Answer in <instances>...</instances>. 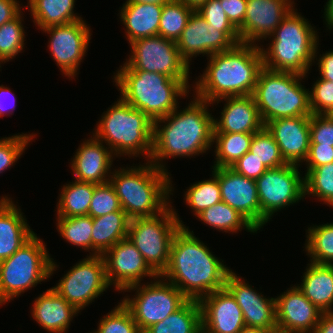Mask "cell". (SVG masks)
I'll return each mask as SVG.
<instances>
[{
	"label": "cell",
	"instance_id": "6da1fadb",
	"mask_svg": "<svg viewBox=\"0 0 333 333\" xmlns=\"http://www.w3.org/2000/svg\"><path fill=\"white\" fill-rule=\"evenodd\" d=\"M210 105L194 95L185 109L177 107L167 116L153 121L150 162L168 171L163 160L203 155L213 148L214 117L208 110Z\"/></svg>",
	"mask_w": 333,
	"mask_h": 333
},
{
	"label": "cell",
	"instance_id": "7a4b0ae2",
	"mask_svg": "<svg viewBox=\"0 0 333 333\" xmlns=\"http://www.w3.org/2000/svg\"><path fill=\"white\" fill-rule=\"evenodd\" d=\"M222 262L189 227H181L172 240L169 263L161 276L188 300L200 301L225 287L232 270Z\"/></svg>",
	"mask_w": 333,
	"mask_h": 333
},
{
	"label": "cell",
	"instance_id": "3957f363",
	"mask_svg": "<svg viewBox=\"0 0 333 333\" xmlns=\"http://www.w3.org/2000/svg\"><path fill=\"white\" fill-rule=\"evenodd\" d=\"M207 59V67L195 81L193 91L197 98L211 103L223 97L253 94L258 75L264 68L258 43L236 44Z\"/></svg>",
	"mask_w": 333,
	"mask_h": 333
},
{
	"label": "cell",
	"instance_id": "277c9868",
	"mask_svg": "<svg viewBox=\"0 0 333 333\" xmlns=\"http://www.w3.org/2000/svg\"><path fill=\"white\" fill-rule=\"evenodd\" d=\"M143 164L114 169L109 180L130 219L158 215L172 203L174 187L169 172L150 161Z\"/></svg>",
	"mask_w": 333,
	"mask_h": 333
},
{
	"label": "cell",
	"instance_id": "5b68a950",
	"mask_svg": "<svg viewBox=\"0 0 333 333\" xmlns=\"http://www.w3.org/2000/svg\"><path fill=\"white\" fill-rule=\"evenodd\" d=\"M113 77L120 97L152 121L174 111L179 107L178 97L185 99L190 91L189 79H173L156 72L130 70L125 64L119 67Z\"/></svg>",
	"mask_w": 333,
	"mask_h": 333
},
{
	"label": "cell",
	"instance_id": "8992f818",
	"mask_svg": "<svg viewBox=\"0 0 333 333\" xmlns=\"http://www.w3.org/2000/svg\"><path fill=\"white\" fill-rule=\"evenodd\" d=\"M268 39L271 40L268 48L260 44L264 68L307 77L310 66L316 62L315 46L319 36L297 9L290 11Z\"/></svg>",
	"mask_w": 333,
	"mask_h": 333
},
{
	"label": "cell",
	"instance_id": "52a82bcc",
	"mask_svg": "<svg viewBox=\"0 0 333 333\" xmlns=\"http://www.w3.org/2000/svg\"><path fill=\"white\" fill-rule=\"evenodd\" d=\"M93 135L109 147L116 157L144 156L150 161L153 121L121 97L104 111Z\"/></svg>",
	"mask_w": 333,
	"mask_h": 333
},
{
	"label": "cell",
	"instance_id": "ba28073f",
	"mask_svg": "<svg viewBox=\"0 0 333 333\" xmlns=\"http://www.w3.org/2000/svg\"><path fill=\"white\" fill-rule=\"evenodd\" d=\"M305 76L263 68L257 79L253 98L264 125L275 119L311 116L309 88Z\"/></svg>",
	"mask_w": 333,
	"mask_h": 333
},
{
	"label": "cell",
	"instance_id": "9c48e42d",
	"mask_svg": "<svg viewBox=\"0 0 333 333\" xmlns=\"http://www.w3.org/2000/svg\"><path fill=\"white\" fill-rule=\"evenodd\" d=\"M53 260L34 234L11 257L0 261V305L50 278L59 266Z\"/></svg>",
	"mask_w": 333,
	"mask_h": 333
},
{
	"label": "cell",
	"instance_id": "30bf717a",
	"mask_svg": "<svg viewBox=\"0 0 333 333\" xmlns=\"http://www.w3.org/2000/svg\"><path fill=\"white\" fill-rule=\"evenodd\" d=\"M176 212L170 204L158 215L130 219L127 238L157 275H162L168 266L176 232L187 227Z\"/></svg>",
	"mask_w": 333,
	"mask_h": 333
},
{
	"label": "cell",
	"instance_id": "8fae6325",
	"mask_svg": "<svg viewBox=\"0 0 333 333\" xmlns=\"http://www.w3.org/2000/svg\"><path fill=\"white\" fill-rule=\"evenodd\" d=\"M132 285L124 292L135 291L134 297L121 300L130 311L139 330L143 333L151 325L163 321L178 310L188 299L171 282L158 275L150 283Z\"/></svg>",
	"mask_w": 333,
	"mask_h": 333
},
{
	"label": "cell",
	"instance_id": "7c38bea8",
	"mask_svg": "<svg viewBox=\"0 0 333 333\" xmlns=\"http://www.w3.org/2000/svg\"><path fill=\"white\" fill-rule=\"evenodd\" d=\"M299 167L286 164L267 169L255 180L260 202V229L273 218L274 213L304 199V176Z\"/></svg>",
	"mask_w": 333,
	"mask_h": 333
},
{
	"label": "cell",
	"instance_id": "4fadbf2b",
	"mask_svg": "<svg viewBox=\"0 0 333 333\" xmlns=\"http://www.w3.org/2000/svg\"><path fill=\"white\" fill-rule=\"evenodd\" d=\"M129 45L131 55L124 64L130 70L156 72L173 79H189L190 66L182 58L176 42L156 35L139 38Z\"/></svg>",
	"mask_w": 333,
	"mask_h": 333
},
{
	"label": "cell",
	"instance_id": "5bb4252c",
	"mask_svg": "<svg viewBox=\"0 0 333 333\" xmlns=\"http://www.w3.org/2000/svg\"><path fill=\"white\" fill-rule=\"evenodd\" d=\"M109 286L104 258L96 255L81 259L52 288L81 312Z\"/></svg>",
	"mask_w": 333,
	"mask_h": 333
},
{
	"label": "cell",
	"instance_id": "9a60e30c",
	"mask_svg": "<svg viewBox=\"0 0 333 333\" xmlns=\"http://www.w3.org/2000/svg\"><path fill=\"white\" fill-rule=\"evenodd\" d=\"M83 19L64 25L49 26L42 31L49 34L48 49L64 76L75 79L87 53L91 28Z\"/></svg>",
	"mask_w": 333,
	"mask_h": 333
},
{
	"label": "cell",
	"instance_id": "2e32d148",
	"mask_svg": "<svg viewBox=\"0 0 333 333\" xmlns=\"http://www.w3.org/2000/svg\"><path fill=\"white\" fill-rule=\"evenodd\" d=\"M106 276L114 290L123 292L126 288L141 284L143 278L158 275L149 267L144 257L126 237L107 250L103 255Z\"/></svg>",
	"mask_w": 333,
	"mask_h": 333
},
{
	"label": "cell",
	"instance_id": "e0dca14e",
	"mask_svg": "<svg viewBox=\"0 0 333 333\" xmlns=\"http://www.w3.org/2000/svg\"><path fill=\"white\" fill-rule=\"evenodd\" d=\"M236 43L220 27L208 24L197 11L190 16L176 46L182 58L191 65V58L198 55L210 57L214 53H220L232 49Z\"/></svg>",
	"mask_w": 333,
	"mask_h": 333
},
{
	"label": "cell",
	"instance_id": "ac0fdd59",
	"mask_svg": "<svg viewBox=\"0 0 333 333\" xmlns=\"http://www.w3.org/2000/svg\"><path fill=\"white\" fill-rule=\"evenodd\" d=\"M294 7V0H247L243 24L237 29L241 43L266 41Z\"/></svg>",
	"mask_w": 333,
	"mask_h": 333
},
{
	"label": "cell",
	"instance_id": "d6986e66",
	"mask_svg": "<svg viewBox=\"0 0 333 333\" xmlns=\"http://www.w3.org/2000/svg\"><path fill=\"white\" fill-rule=\"evenodd\" d=\"M246 280L231 271L225 288L232 294L240 306L247 327L261 328L268 332L277 331L276 300L265 298L262 293L252 288Z\"/></svg>",
	"mask_w": 333,
	"mask_h": 333
},
{
	"label": "cell",
	"instance_id": "ffe728a7",
	"mask_svg": "<svg viewBox=\"0 0 333 333\" xmlns=\"http://www.w3.org/2000/svg\"><path fill=\"white\" fill-rule=\"evenodd\" d=\"M218 178L221 200L238 211L255 228L260 230V202L256 181L247 178L231 167H212Z\"/></svg>",
	"mask_w": 333,
	"mask_h": 333
},
{
	"label": "cell",
	"instance_id": "44dd1931",
	"mask_svg": "<svg viewBox=\"0 0 333 333\" xmlns=\"http://www.w3.org/2000/svg\"><path fill=\"white\" fill-rule=\"evenodd\" d=\"M275 300L278 332L314 333L323 312L303 294L296 284Z\"/></svg>",
	"mask_w": 333,
	"mask_h": 333
},
{
	"label": "cell",
	"instance_id": "7402d4cb",
	"mask_svg": "<svg viewBox=\"0 0 333 333\" xmlns=\"http://www.w3.org/2000/svg\"><path fill=\"white\" fill-rule=\"evenodd\" d=\"M202 333H239L245 325L242 310L224 287L200 301Z\"/></svg>",
	"mask_w": 333,
	"mask_h": 333
},
{
	"label": "cell",
	"instance_id": "603a6c76",
	"mask_svg": "<svg viewBox=\"0 0 333 333\" xmlns=\"http://www.w3.org/2000/svg\"><path fill=\"white\" fill-rule=\"evenodd\" d=\"M310 118L311 116L279 118L264 125L278 144L287 164L301 166L307 159L310 147Z\"/></svg>",
	"mask_w": 333,
	"mask_h": 333
},
{
	"label": "cell",
	"instance_id": "cb8c5ba5",
	"mask_svg": "<svg viewBox=\"0 0 333 333\" xmlns=\"http://www.w3.org/2000/svg\"><path fill=\"white\" fill-rule=\"evenodd\" d=\"M104 145L93 134L79 145L70 163L75 180L96 185L109 182L116 156Z\"/></svg>",
	"mask_w": 333,
	"mask_h": 333
},
{
	"label": "cell",
	"instance_id": "d4e9b609",
	"mask_svg": "<svg viewBox=\"0 0 333 333\" xmlns=\"http://www.w3.org/2000/svg\"><path fill=\"white\" fill-rule=\"evenodd\" d=\"M224 103L220 119L214 118L213 133H250L261 130L264 127L258 107L252 95L228 96L217 99L214 103Z\"/></svg>",
	"mask_w": 333,
	"mask_h": 333
},
{
	"label": "cell",
	"instance_id": "484cf974",
	"mask_svg": "<svg viewBox=\"0 0 333 333\" xmlns=\"http://www.w3.org/2000/svg\"><path fill=\"white\" fill-rule=\"evenodd\" d=\"M78 313L54 288L39 294L31 309L33 320L52 333H66Z\"/></svg>",
	"mask_w": 333,
	"mask_h": 333
},
{
	"label": "cell",
	"instance_id": "4316f807",
	"mask_svg": "<svg viewBox=\"0 0 333 333\" xmlns=\"http://www.w3.org/2000/svg\"><path fill=\"white\" fill-rule=\"evenodd\" d=\"M8 195L0 198V261L11 257L35 233Z\"/></svg>",
	"mask_w": 333,
	"mask_h": 333
},
{
	"label": "cell",
	"instance_id": "83f0119b",
	"mask_svg": "<svg viewBox=\"0 0 333 333\" xmlns=\"http://www.w3.org/2000/svg\"><path fill=\"white\" fill-rule=\"evenodd\" d=\"M120 9L119 18L126 28L129 44L139 38L158 35L163 5L125 2Z\"/></svg>",
	"mask_w": 333,
	"mask_h": 333
},
{
	"label": "cell",
	"instance_id": "f1b7e54d",
	"mask_svg": "<svg viewBox=\"0 0 333 333\" xmlns=\"http://www.w3.org/2000/svg\"><path fill=\"white\" fill-rule=\"evenodd\" d=\"M305 270L298 288L323 313L333 312V265L310 262Z\"/></svg>",
	"mask_w": 333,
	"mask_h": 333
},
{
	"label": "cell",
	"instance_id": "f546056e",
	"mask_svg": "<svg viewBox=\"0 0 333 333\" xmlns=\"http://www.w3.org/2000/svg\"><path fill=\"white\" fill-rule=\"evenodd\" d=\"M92 223V256H96L127 237L130 218L124 211H115L92 218Z\"/></svg>",
	"mask_w": 333,
	"mask_h": 333
},
{
	"label": "cell",
	"instance_id": "4dcf8cb0",
	"mask_svg": "<svg viewBox=\"0 0 333 333\" xmlns=\"http://www.w3.org/2000/svg\"><path fill=\"white\" fill-rule=\"evenodd\" d=\"M28 10L39 29L83 19L74 13L75 0H29Z\"/></svg>",
	"mask_w": 333,
	"mask_h": 333
},
{
	"label": "cell",
	"instance_id": "1f68e13d",
	"mask_svg": "<svg viewBox=\"0 0 333 333\" xmlns=\"http://www.w3.org/2000/svg\"><path fill=\"white\" fill-rule=\"evenodd\" d=\"M143 333H202L199 301L187 300L178 310Z\"/></svg>",
	"mask_w": 333,
	"mask_h": 333
},
{
	"label": "cell",
	"instance_id": "d6a6232c",
	"mask_svg": "<svg viewBox=\"0 0 333 333\" xmlns=\"http://www.w3.org/2000/svg\"><path fill=\"white\" fill-rule=\"evenodd\" d=\"M94 183L74 180L63 185L57 203V217L87 216Z\"/></svg>",
	"mask_w": 333,
	"mask_h": 333
},
{
	"label": "cell",
	"instance_id": "836d02e7",
	"mask_svg": "<svg viewBox=\"0 0 333 333\" xmlns=\"http://www.w3.org/2000/svg\"><path fill=\"white\" fill-rule=\"evenodd\" d=\"M197 217L204 224L222 232L233 234L246 229L247 232L257 233L244 216L223 201L206 208Z\"/></svg>",
	"mask_w": 333,
	"mask_h": 333
},
{
	"label": "cell",
	"instance_id": "e575fe53",
	"mask_svg": "<svg viewBox=\"0 0 333 333\" xmlns=\"http://www.w3.org/2000/svg\"><path fill=\"white\" fill-rule=\"evenodd\" d=\"M253 134L213 133L215 161L212 167H231L249 151Z\"/></svg>",
	"mask_w": 333,
	"mask_h": 333
},
{
	"label": "cell",
	"instance_id": "d590c367",
	"mask_svg": "<svg viewBox=\"0 0 333 333\" xmlns=\"http://www.w3.org/2000/svg\"><path fill=\"white\" fill-rule=\"evenodd\" d=\"M305 251L309 262L333 265V222L308 227Z\"/></svg>",
	"mask_w": 333,
	"mask_h": 333
},
{
	"label": "cell",
	"instance_id": "8d00e7d4",
	"mask_svg": "<svg viewBox=\"0 0 333 333\" xmlns=\"http://www.w3.org/2000/svg\"><path fill=\"white\" fill-rule=\"evenodd\" d=\"M56 228L61 237L71 245L80 247L92 256V217H56Z\"/></svg>",
	"mask_w": 333,
	"mask_h": 333
},
{
	"label": "cell",
	"instance_id": "74e56055",
	"mask_svg": "<svg viewBox=\"0 0 333 333\" xmlns=\"http://www.w3.org/2000/svg\"><path fill=\"white\" fill-rule=\"evenodd\" d=\"M195 10L180 0H169L163 4L158 35L176 42Z\"/></svg>",
	"mask_w": 333,
	"mask_h": 333
},
{
	"label": "cell",
	"instance_id": "f35d334b",
	"mask_svg": "<svg viewBox=\"0 0 333 333\" xmlns=\"http://www.w3.org/2000/svg\"><path fill=\"white\" fill-rule=\"evenodd\" d=\"M186 190L184 200L196 217L206 208L222 201L218 178L213 173L212 178L195 182Z\"/></svg>",
	"mask_w": 333,
	"mask_h": 333
},
{
	"label": "cell",
	"instance_id": "ab89813d",
	"mask_svg": "<svg viewBox=\"0 0 333 333\" xmlns=\"http://www.w3.org/2000/svg\"><path fill=\"white\" fill-rule=\"evenodd\" d=\"M305 196H316L319 201L333 208V162L306 169Z\"/></svg>",
	"mask_w": 333,
	"mask_h": 333
},
{
	"label": "cell",
	"instance_id": "60d3db41",
	"mask_svg": "<svg viewBox=\"0 0 333 333\" xmlns=\"http://www.w3.org/2000/svg\"><path fill=\"white\" fill-rule=\"evenodd\" d=\"M23 11L13 20L0 26V62L15 58L24 48L25 30L22 24Z\"/></svg>",
	"mask_w": 333,
	"mask_h": 333
},
{
	"label": "cell",
	"instance_id": "b9f144b4",
	"mask_svg": "<svg viewBox=\"0 0 333 333\" xmlns=\"http://www.w3.org/2000/svg\"><path fill=\"white\" fill-rule=\"evenodd\" d=\"M249 152L254 154V157L267 169H274L287 164L281 155L278 144L265 126L253 134Z\"/></svg>",
	"mask_w": 333,
	"mask_h": 333
},
{
	"label": "cell",
	"instance_id": "7bdbcfd3",
	"mask_svg": "<svg viewBox=\"0 0 333 333\" xmlns=\"http://www.w3.org/2000/svg\"><path fill=\"white\" fill-rule=\"evenodd\" d=\"M99 321L97 331L92 333H142L122 302Z\"/></svg>",
	"mask_w": 333,
	"mask_h": 333
},
{
	"label": "cell",
	"instance_id": "ee69618b",
	"mask_svg": "<svg viewBox=\"0 0 333 333\" xmlns=\"http://www.w3.org/2000/svg\"><path fill=\"white\" fill-rule=\"evenodd\" d=\"M115 211L124 210L121 208L119 198L110 181L95 185L88 216L95 218Z\"/></svg>",
	"mask_w": 333,
	"mask_h": 333
},
{
	"label": "cell",
	"instance_id": "f6af8a7d",
	"mask_svg": "<svg viewBox=\"0 0 333 333\" xmlns=\"http://www.w3.org/2000/svg\"><path fill=\"white\" fill-rule=\"evenodd\" d=\"M36 134H15L11 137L0 139V173L14 165L21 158L29 143L35 138Z\"/></svg>",
	"mask_w": 333,
	"mask_h": 333
},
{
	"label": "cell",
	"instance_id": "bcb514c9",
	"mask_svg": "<svg viewBox=\"0 0 333 333\" xmlns=\"http://www.w3.org/2000/svg\"><path fill=\"white\" fill-rule=\"evenodd\" d=\"M196 11L208 24L220 27V31L225 32L236 44L241 43L238 30L228 20L220 0H208Z\"/></svg>",
	"mask_w": 333,
	"mask_h": 333
},
{
	"label": "cell",
	"instance_id": "7dc6e473",
	"mask_svg": "<svg viewBox=\"0 0 333 333\" xmlns=\"http://www.w3.org/2000/svg\"><path fill=\"white\" fill-rule=\"evenodd\" d=\"M312 114H328L333 110V82L318 78L309 91Z\"/></svg>",
	"mask_w": 333,
	"mask_h": 333
},
{
	"label": "cell",
	"instance_id": "c3c4849f",
	"mask_svg": "<svg viewBox=\"0 0 333 333\" xmlns=\"http://www.w3.org/2000/svg\"><path fill=\"white\" fill-rule=\"evenodd\" d=\"M310 144L333 146V118L328 114H312Z\"/></svg>",
	"mask_w": 333,
	"mask_h": 333
},
{
	"label": "cell",
	"instance_id": "681fc988",
	"mask_svg": "<svg viewBox=\"0 0 333 333\" xmlns=\"http://www.w3.org/2000/svg\"><path fill=\"white\" fill-rule=\"evenodd\" d=\"M231 168L237 173L254 180L259 178L267 170V168L254 157V154L249 151L237 160Z\"/></svg>",
	"mask_w": 333,
	"mask_h": 333
},
{
	"label": "cell",
	"instance_id": "f907efd6",
	"mask_svg": "<svg viewBox=\"0 0 333 333\" xmlns=\"http://www.w3.org/2000/svg\"><path fill=\"white\" fill-rule=\"evenodd\" d=\"M305 161L307 169H314L333 162V146L310 144L309 154Z\"/></svg>",
	"mask_w": 333,
	"mask_h": 333
},
{
	"label": "cell",
	"instance_id": "816d5d0a",
	"mask_svg": "<svg viewBox=\"0 0 333 333\" xmlns=\"http://www.w3.org/2000/svg\"><path fill=\"white\" fill-rule=\"evenodd\" d=\"M223 10L231 24L238 29L244 21L247 0H220Z\"/></svg>",
	"mask_w": 333,
	"mask_h": 333
},
{
	"label": "cell",
	"instance_id": "f5cc1de1",
	"mask_svg": "<svg viewBox=\"0 0 333 333\" xmlns=\"http://www.w3.org/2000/svg\"><path fill=\"white\" fill-rule=\"evenodd\" d=\"M319 45V41L317 42L316 46H315V58L314 60L318 61L317 65H318V70H319V74L321 79H325L328 81L333 82V50L330 51H326L325 53L322 54V56H318L317 54H319L318 52V46ZM318 56V59H317Z\"/></svg>",
	"mask_w": 333,
	"mask_h": 333
},
{
	"label": "cell",
	"instance_id": "db71d44e",
	"mask_svg": "<svg viewBox=\"0 0 333 333\" xmlns=\"http://www.w3.org/2000/svg\"><path fill=\"white\" fill-rule=\"evenodd\" d=\"M17 0H0V26L16 18L22 11Z\"/></svg>",
	"mask_w": 333,
	"mask_h": 333
},
{
	"label": "cell",
	"instance_id": "11a10c76",
	"mask_svg": "<svg viewBox=\"0 0 333 333\" xmlns=\"http://www.w3.org/2000/svg\"><path fill=\"white\" fill-rule=\"evenodd\" d=\"M6 95V96H5ZM10 95V96H9ZM12 96V98H11ZM15 94L12 93L11 89L9 87H5L4 85H0V117L4 116V115H13V110L15 109V102H16V96ZM6 97L9 100V97L11 98L9 104L5 101L7 100ZM13 102V103H12ZM7 103V104H6ZM13 104V106L10 105ZM11 107V108H8ZM8 113V114H7Z\"/></svg>",
	"mask_w": 333,
	"mask_h": 333
},
{
	"label": "cell",
	"instance_id": "9f6ffc18",
	"mask_svg": "<svg viewBox=\"0 0 333 333\" xmlns=\"http://www.w3.org/2000/svg\"><path fill=\"white\" fill-rule=\"evenodd\" d=\"M314 333H333V312L322 313Z\"/></svg>",
	"mask_w": 333,
	"mask_h": 333
},
{
	"label": "cell",
	"instance_id": "6f0895ef",
	"mask_svg": "<svg viewBox=\"0 0 333 333\" xmlns=\"http://www.w3.org/2000/svg\"><path fill=\"white\" fill-rule=\"evenodd\" d=\"M324 8L323 18H325L326 27L331 30L333 29V0H327Z\"/></svg>",
	"mask_w": 333,
	"mask_h": 333
},
{
	"label": "cell",
	"instance_id": "680465c9",
	"mask_svg": "<svg viewBox=\"0 0 333 333\" xmlns=\"http://www.w3.org/2000/svg\"><path fill=\"white\" fill-rule=\"evenodd\" d=\"M195 11L208 0H180Z\"/></svg>",
	"mask_w": 333,
	"mask_h": 333
},
{
	"label": "cell",
	"instance_id": "91938a15",
	"mask_svg": "<svg viewBox=\"0 0 333 333\" xmlns=\"http://www.w3.org/2000/svg\"><path fill=\"white\" fill-rule=\"evenodd\" d=\"M239 333H271L261 328L244 326Z\"/></svg>",
	"mask_w": 333,
	"mask_h": 333
},
{
	"label": "cell",
	"instance_id": "94428289",
	"mask_svg": "<svg viewBox=\"0 0 333 333\" xmlns=\"http://www.w3.org/2000/svg\"><path fill=\"white\" fill-rule=\"evenodd\" d=\"M169 0H127L126 2H137L142 4H161L163 5Z\"/></svg>",
	"mask_w": 333,
	"mask_h": 333
},
{
	"label": "cell",
	"instance_id": "6125c7cd",
	"mask_svg": "<svg viewBox=\"0 0 333 333\" xmlns=\"http://www.w3.org/2000/svg\"><path fill=\"white\" fill-rule=\"evenodd\" d=\"M329 116L333 118V110L329 113Z\"/></svg>",
	"mask_w": 333,
	"mask_h": 333
}]
</instances>
